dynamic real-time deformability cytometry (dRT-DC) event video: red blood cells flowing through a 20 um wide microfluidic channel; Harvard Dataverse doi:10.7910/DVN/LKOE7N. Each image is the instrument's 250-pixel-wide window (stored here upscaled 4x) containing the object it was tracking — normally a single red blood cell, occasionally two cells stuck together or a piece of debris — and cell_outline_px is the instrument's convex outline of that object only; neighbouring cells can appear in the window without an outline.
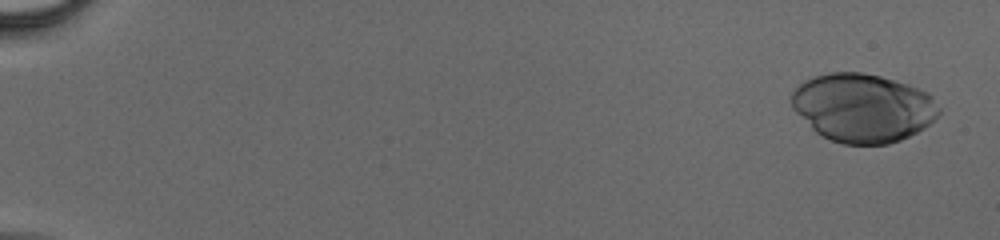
{"species": "human", "species_latin": "Homo sapiens", "temperature_condition": "cold", "stored_images_in_passage": 57, "camera_frame_rate_fps": 3000, "um_per_image_px": 0.085, "donor": {"sex": "male"}, "frame": {"image": 1, "passage_image": 3, "time_ms": 0.667, "image_size_px": [1000, 240], "cell_outline_px": [[940, 112], [936, 120], [924, 128], [900, 140], [888, 144], [844, 144], [832, 140], [816, 132], [792, 108], [788, 96], [804, 80], [812, 76], [828, 72], [864, 72], [880, 76], [908, 84], [928, 92], [932, 96], [940, 108]], "centroid_in_image_um": [73.34, 9.14], "position_along_channel_um": 11.7, "area_um2": 59.19}}
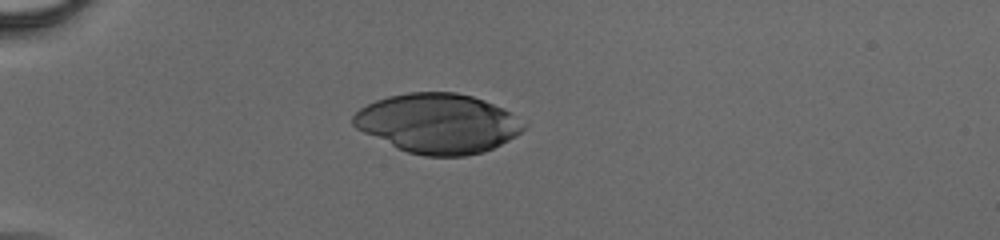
{"frame": {"image": 2, "passage_image": 18, "time_ms": 5.667, "image_size_px": [1000, 240], "cell_outline_px": [[528, 124], [516, 136], [484, 152], [464, 156], [424, 156], [408, 152], [364, 132], [356, 128], [352, 124], [352, 116], [360, 108], [376, 100], [388, 96], [408, 92], [456, 92], [472, 96], [484, 100], [504, 108]], "centroid_in_image_um": [37.24, 10.48], "position_along_channel_um": 47.8, "area_um2": 59.01}}